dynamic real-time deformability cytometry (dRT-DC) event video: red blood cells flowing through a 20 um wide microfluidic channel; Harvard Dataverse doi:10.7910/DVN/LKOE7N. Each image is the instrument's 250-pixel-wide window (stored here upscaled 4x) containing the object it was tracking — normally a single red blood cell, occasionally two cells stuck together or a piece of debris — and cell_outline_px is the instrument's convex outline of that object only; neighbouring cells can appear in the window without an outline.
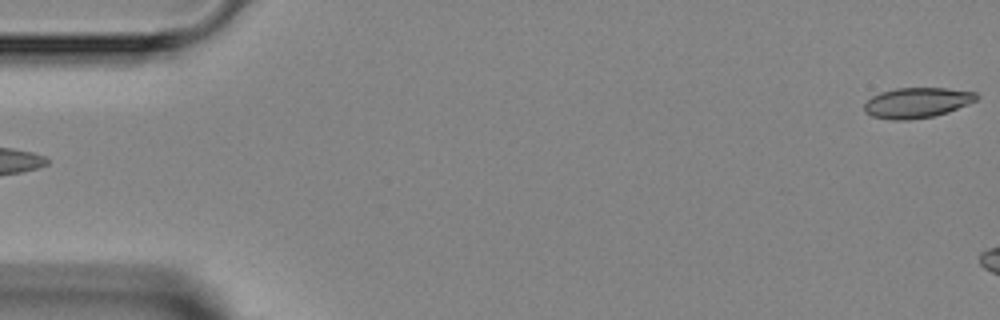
{"species": "Egyptian fruit bat (a non-hibernating species)", "species_latin": "Rousettus aegyptiacus", "temperature_condition": "room temperature", "stored_images_in_passage": 2, "camera_frame_rate_fps": 3000, "um_per_image_px": 0.085, "animal": {"sex": "female"}, "frame": {"image": 1, "passage_image": 2, "time_ms": 1.0, "image_size_px": [1000, 320], "cell_outline_px": [[980, 96], [976, 100], [968, 104], [948, 112], [932, 116], [908, 120], [892, 120], [872, 116], [864, 112], [864, 104], [872, 96], [880, 92], [896, 88], [948, 88], [976, 92]], "centroid_in_image_um": [77.94, 8.72], "position_along_channel_um": 7.1, "area_um2": 19.88}}